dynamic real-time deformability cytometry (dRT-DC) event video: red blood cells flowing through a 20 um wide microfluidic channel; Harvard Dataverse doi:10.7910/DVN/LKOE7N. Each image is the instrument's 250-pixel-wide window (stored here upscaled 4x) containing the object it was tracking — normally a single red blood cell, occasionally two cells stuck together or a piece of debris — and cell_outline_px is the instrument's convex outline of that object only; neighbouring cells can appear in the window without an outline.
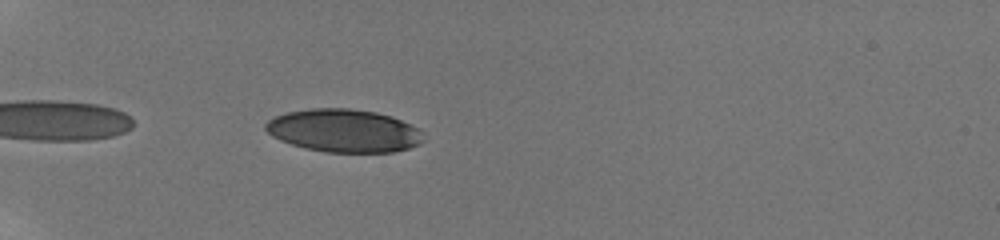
{"species": "human", "species_latin": "Homo sapiens", "temperature_condition": "room temperature", "stored_images_in_passage": 36, "camera_frame_rate_fps": 3000, "um_per_image_px": 0.085, "donor": {"sex": "male"}, "frame": {"image": 1, "passage_image": 3, "time_ms": 0.667, "image_size_px": [1000, 240], "cell_outline_px": [[424, 140], [420, 144], [408, 148], [392, 152], [328, 152], [304, 148], [280, 140], [272, 136], [264, 128], [264, 124], [268, 120], [276, 116], [288, 112], [312, 108], [348, 108], [376, 112], [392, 116], [412, 124], [420, 132]], "centroid_in_image_um": [29.22, 11.1], "position_along_channel_um": 55.8, "area_um2": 39.48}}
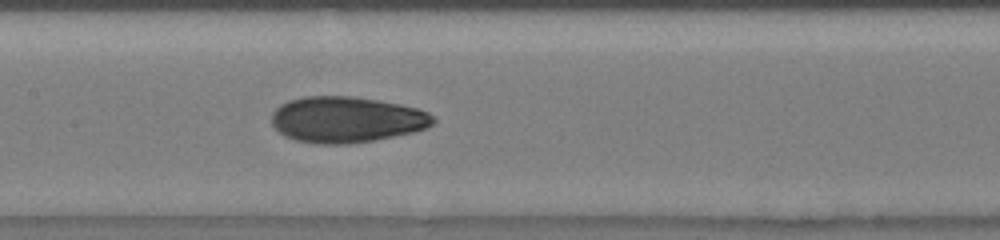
{"frame": {"image": 2, "passage_image": 15, "time_ms": 4.667, "image_size_px": [1000, 240], "cell_outline_px": [[436, 120], [432, 124], [424, 128], [412, 132], [372, 140], [348, 144], [316, 144], [296, 140], [284, 136], [272, 124], [272, 112], [280, 104], [288, 100], [304, 96], [352, 96], [400, 104], [416, 108], [428, 112]], "centroid_in_image_um": [29.4, 10.16], "position_along_channel_um": 178.0, "area_um2": 43.12}}
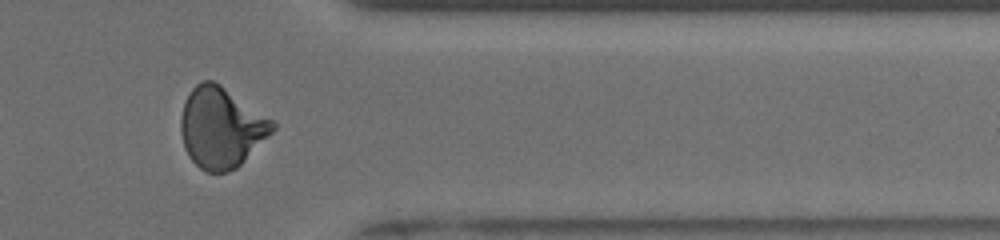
{"frame": {"image": 3, "passage_image": 32, "time_ms": 10.333, "image_size_px": [1000, 240], "cell_outline_px": [[276, 128], [236, 168], [228, 172], [208, 172], [200, 168], [188, 156], [184, 148], [180, 132], [180, 116], [184, 100], [192, 88], [200, 80], [212, 80], [220, 84], [272, 120], [276, 124]], "centroid_in_image_um": [18.75, 10.83], "position_along_channel_um": 392.6, "area_um2": 42.83}, "authors_computed_cell_mechanics": {"area_um2": 42.1362, "velocity_mm_per_s": 3.8761, "shape_relaxation_time_tau1_ms": 7.7751, "shape_relaxation_time_tau2_ms": 1.3544, "deformation_change_tau1": 0.2176, "deformation_change_tau2": 0.0677}}